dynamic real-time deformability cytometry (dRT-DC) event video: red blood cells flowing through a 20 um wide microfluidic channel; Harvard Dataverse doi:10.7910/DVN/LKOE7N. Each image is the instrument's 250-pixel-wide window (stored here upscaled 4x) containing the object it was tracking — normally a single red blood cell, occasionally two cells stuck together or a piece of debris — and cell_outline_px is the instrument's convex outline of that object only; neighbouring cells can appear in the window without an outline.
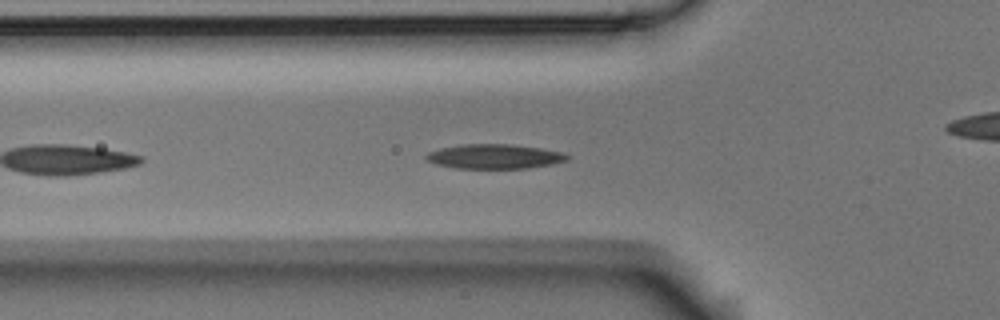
{"species": "Egyptian fruit bat (a non-hibernating species)", "species_latin": "Rousettus aegyptiacus", "temperature_condition": "room temperature", "stored_images_in_passage": 10, "camera_frame_rate_fps": 3000, "um_per_image_px": 0.085, "animal": {"sex": "male"}, "frame": {"image": 1, "passage_image": 6, "time_ms": 1.667, "image_size_px": [1000, 320], "cell_outline_px": [[572, 156], [568, 160], [552, 164], [528, 168], [456, 168], [436, 164], [428, 160], [424, 156], [428, 152], [440, 148], [460, 144], [508, 144], [540, 148], [560, 152]], "centroid_in_image_um": [42.03, 13.3], "position_along_channel_um": 83.8, "area_um2": 20.11}}